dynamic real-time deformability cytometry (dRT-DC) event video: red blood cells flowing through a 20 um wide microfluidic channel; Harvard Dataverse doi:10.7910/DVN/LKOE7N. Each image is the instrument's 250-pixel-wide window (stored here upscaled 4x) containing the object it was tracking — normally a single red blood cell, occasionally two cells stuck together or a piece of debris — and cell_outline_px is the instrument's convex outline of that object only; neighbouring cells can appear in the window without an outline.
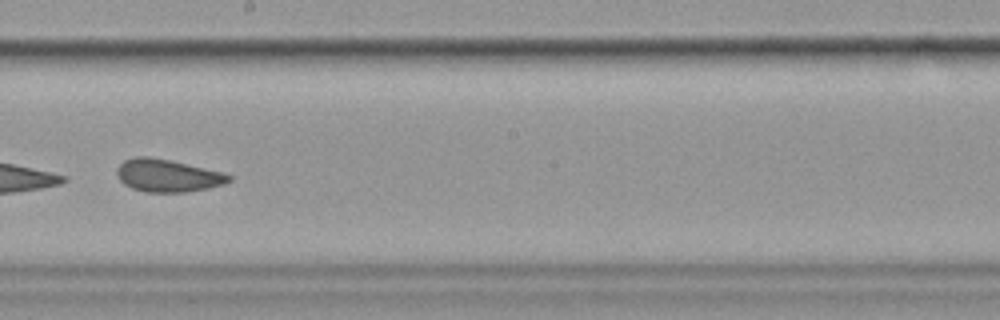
{"species": "common noctule bat (a hibernating species)", "species_latin": "Nyctalus noctula", "temperature_condition": "cold", "stored_images_in_passage": 8, "camera_frame_rate_fps": 3000, "um_per_image_px": 0.085, "animal": {"sex": "female", "body_mass_g": 19.9}, "frame": {"image": 1, "passage_image": 8, "time_ms": 8.667, "image_size_px": [1000, 320], "cell_outline_px": [[232, 180], [224, 184], [208, 188], [184, 192], [144, 192], [132, 188], [124, 184], [120, 180], [116, 172], [116, 168], [124, 160], [136, 156], [148, 156], [172, 160], [224, 172], [232, 176]], "centroid_in_image_um": [14.25, 14.91], "position_along_channel_um": 233.9, "area_um2": 21.5}}